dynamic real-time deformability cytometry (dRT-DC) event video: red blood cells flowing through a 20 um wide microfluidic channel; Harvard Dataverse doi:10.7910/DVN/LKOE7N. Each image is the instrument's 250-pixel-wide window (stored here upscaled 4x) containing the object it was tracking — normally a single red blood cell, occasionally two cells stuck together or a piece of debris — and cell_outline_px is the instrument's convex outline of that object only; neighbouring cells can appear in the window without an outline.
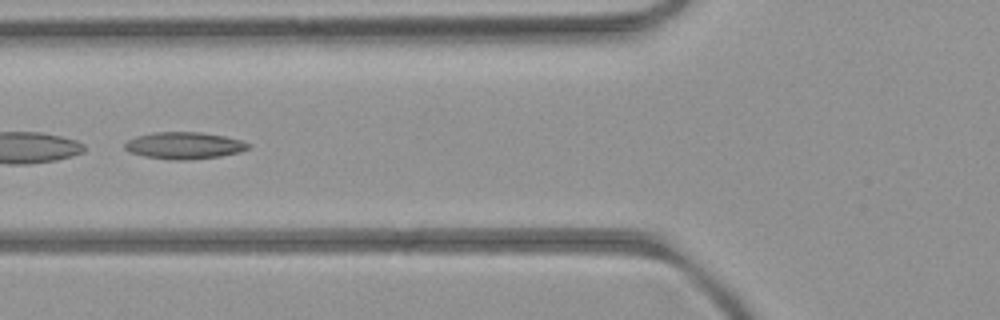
{"species": "common noctule bat (a hibernating species)", "species_latin": "Nyctalus noctula", "temperature_condition": "room temperature", "stored_images_in_passage": 6, "camera_frame_rate_fps": 3000, "um_per_image_px": 0.085, "animal": {"sex": "female", "body_mass_g": 21.9}, "frame": {"image": 1, "passage_image": 5, "time_ms": 5.667, "image_size_px": [1000, 320], "cell_outline_px": [[252, 144], [248, 148], [240, 152], [220, 156], [184, 160], [172, 160], [144, 156], [128, 152], [124, 148], [124, 144], [128, 140], [136, 136], [156, 132], [200, 132], [224, 136], [240, 140]], "centroid_in_image_um": [15.64, 12.37], "position_along_channel_um": 110.2, "area_um2": 19.31}}
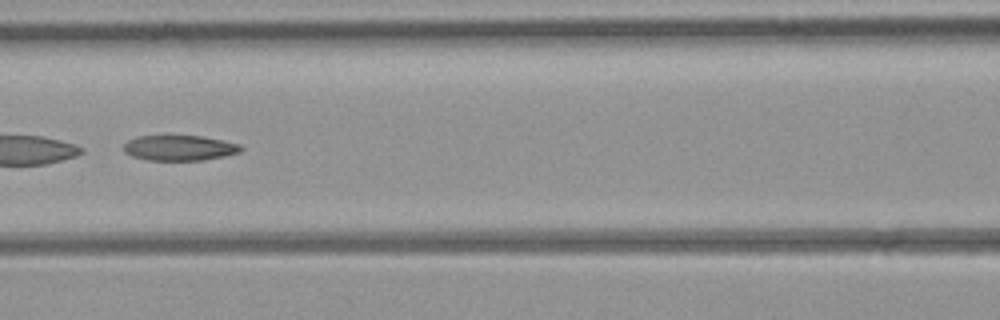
{"frame": {"image": 2, "passage_image": 6, "time_ms": 6.667, "image_size_px": [1000, 320], "cell_outline_px": [[244, 148], [240, 152], [224, 156], [204, 160], [148, 160], [132, 156], [124, 152], [124, 144], [128, 140], [136, 136], [200, 136], [240, 144]], "centroid_in_image_um": [15.25, 12.57], "position_along_channel_um": 151.4, "area_um2": 17.22}}